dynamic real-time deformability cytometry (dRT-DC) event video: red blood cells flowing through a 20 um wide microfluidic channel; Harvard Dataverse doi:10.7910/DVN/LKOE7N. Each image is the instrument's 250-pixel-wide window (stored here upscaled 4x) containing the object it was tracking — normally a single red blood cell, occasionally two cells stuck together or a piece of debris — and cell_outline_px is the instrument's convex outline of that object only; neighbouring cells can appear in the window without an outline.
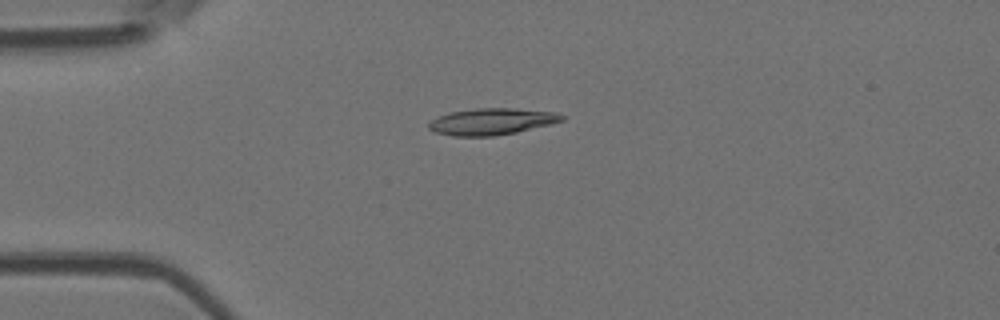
{"species": "Egyptian fruit bat (a non-hibernating species)", "species_latin": "Rousettus aegyptiacus", "temperature_condition": "room temperature", "stored_images_in_passage": 8, "camera_frame_rate_fps": 3000, "um_per_image_px": 0.085, "animal": {"sex": "female"}, "frame": {"image": 1, "passage_image": 3, "time_ms": 3.0, "image_size_px": [1000, 320], "cell_outline_px": [[564, 120], [552, 124], [516, 132], [492, 136], [452, 136], [432, 132], [428, 128], [428, 124], [432, 120], [448, 112], [476, 108], [516, 108], [556, 112], [564, 116]], "centroid_in_image_um": [41.79, 10.33], "position_along_channel_um": 43.2, "area_um2": 20.75}}
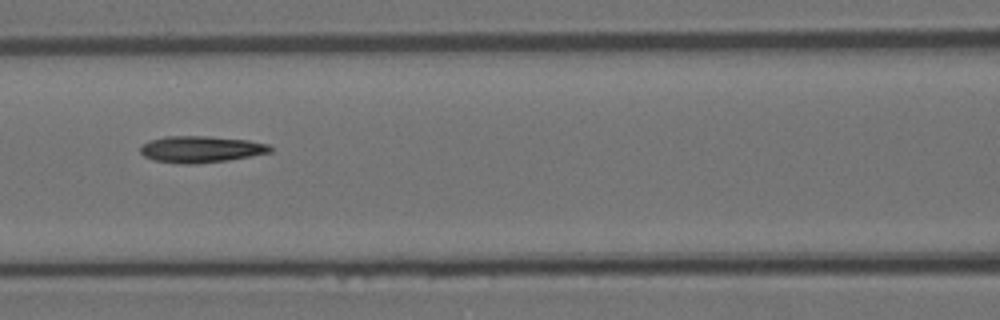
{"frame": {"image": 2, "passage_image": 6, "time_ms": 6.333, "image_size_px": [1000, 320], "cell_outline_px": [[272, 152], [228, 160], [196, 164], [176, 164], [152, 160], [144, 156], [140, 152], [140, 144], [148, 140], [164, 136], [208, 136], [248, 140], [268, 144], [272, 148]], "centroid_in_image_um": [17.01, 12.69], "position_along_channel_um": 149.6, "area_um2": 20.4}}
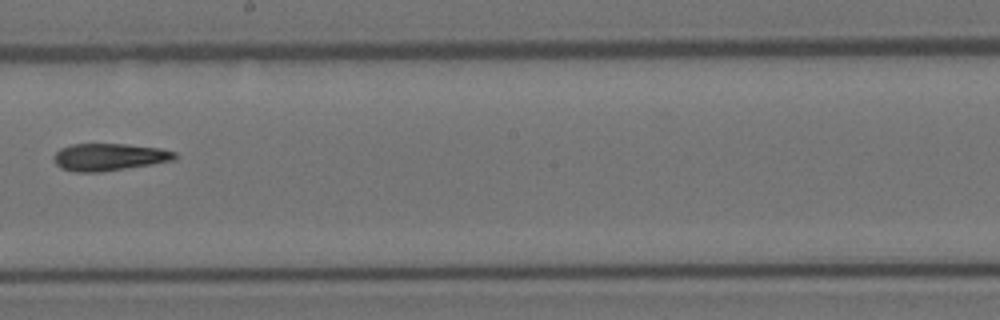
{"frame": {"image": 3, "passage_image": 8, "time_ms": 8.667, "image_size_px": [1000, 320], "cell_outline_px": [[176, 160], [100, 172], [76, 172], [60, 168], [56, 164], [52, 156], [60, 148], [72, 144], [128, 144], [160, 148], [176, 152]], "centroid_in_image_um": [9.26, 13.34], "position_along_channel_um": 238.9, "area_um2": 19.25}}